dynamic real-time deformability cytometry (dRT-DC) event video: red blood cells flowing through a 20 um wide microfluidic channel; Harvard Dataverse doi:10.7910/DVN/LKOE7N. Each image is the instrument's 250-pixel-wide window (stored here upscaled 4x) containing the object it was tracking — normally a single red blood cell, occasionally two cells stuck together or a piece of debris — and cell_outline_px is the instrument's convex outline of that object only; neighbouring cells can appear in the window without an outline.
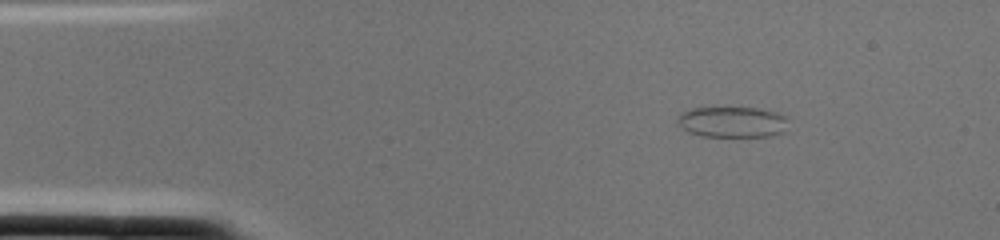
{"species": "common noctule bat (a hibernating species)", "species_latin": "Nyctalus noctula", "temperature_condition": "cold", "stored_images_in_passage": 1, "camera_frame_rate_fps": 3000, "um_per_image_px": 0.085, "animal": {"sex": "female", "body_mass_g": 22.0, "forearm_length_mm": 56.7}, "frame": {"image": 1, "passage_image": 1, "time_ms": 0.0, "image_size_px": [1000, 240], "cell_outline_px": [[788, 120], [784, 132], [772, 136], [700, 136], [688, 132], [676, 124], [676, 120], [680, 112], [692, 108], [756, 108], [776, 112], [784, 116]], "centroid_in_image_um": [62.2, 10.37], "position_along_channel_um": 22.8, "area_um2": 20.0}}